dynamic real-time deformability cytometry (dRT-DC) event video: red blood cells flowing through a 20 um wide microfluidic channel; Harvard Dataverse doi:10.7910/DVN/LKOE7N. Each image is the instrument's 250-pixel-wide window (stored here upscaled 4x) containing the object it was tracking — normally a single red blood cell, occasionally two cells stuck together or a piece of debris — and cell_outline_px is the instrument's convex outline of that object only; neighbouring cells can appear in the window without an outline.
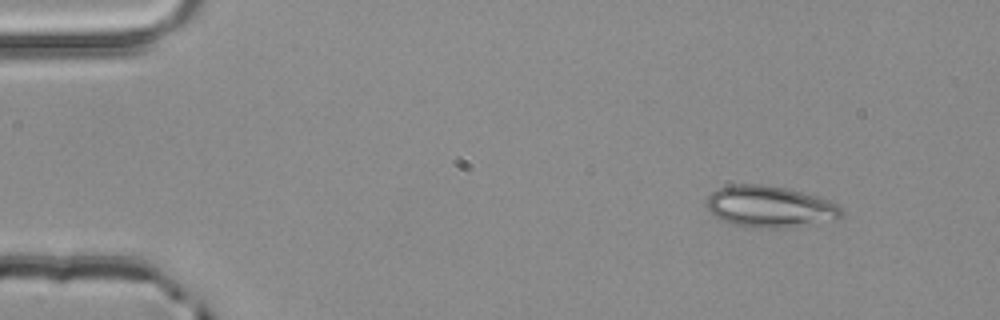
{"species": "common noctule bat (a hibernating species)", "species_latin": "Nyctalus noctula", "temperature_condition": "room temperature", "stored_images_in_passage": 4, "segment_of_instrument_passage": [1, 2], "camera_frame_rate_fps": 3000, "um_per_image_px": 0.085, "animal": {"sex": "male", "body_mass_g": 20.4}, "frame": {"image": 1, "passage_image": 1, "time_ms": 0.0, "image_size_px": [1000, 320], "cell_outline_px": [[844, 216], [840, 220], [792, 228], [748, 228], [728, 224], [720, 220], [708, 212], [704, 204], [708, 196], [712, 192], [720, 188], [732, 184], [764, 184], [784, 188], [816, 196], [828, 200], [844, 208]], "centroid_in_image_um": [65.45, 17.61], "position_along_channel_um": 19.6, "area_um2": 33.64}}